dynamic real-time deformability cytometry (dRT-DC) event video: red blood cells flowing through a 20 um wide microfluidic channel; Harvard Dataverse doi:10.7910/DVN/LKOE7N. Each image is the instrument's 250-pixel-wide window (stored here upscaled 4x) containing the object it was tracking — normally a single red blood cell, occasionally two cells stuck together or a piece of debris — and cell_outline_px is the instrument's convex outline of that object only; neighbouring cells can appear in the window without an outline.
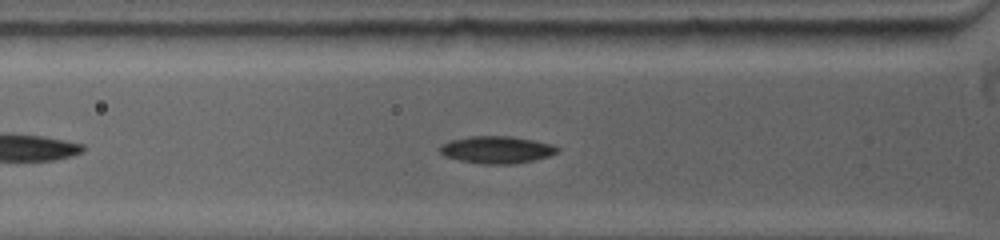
{"species": "common noctule bat (a hibernating species)", "species_latin": "Nyctalus noctula", "temperature_condition": "warm", "stored_images_in_passage": 10, "camera_frame_rate_fps": 5000, "um_per_image_px": 0.085, "animal": {"sex": "female", "body_mass_g": 19.0, "forearm_length_mm": 53.3}, "frame": {"image": 1, "passage_image": 9, "time_ms": 3.0, "image_size_px": [1000, 240], "cell_outline_px": [[560, 152], [548, 156], [516, 164], [480, 164], [460, 160], [444, 156], [440, 152], [440, 144], [452, 140], [472, 136], [512, 136], [552, 144], [560, 148]], "centroid_in_image_um": [42.24, 12.73], "position_along_channel_um": 83.6, "area_um2": 18.67}}